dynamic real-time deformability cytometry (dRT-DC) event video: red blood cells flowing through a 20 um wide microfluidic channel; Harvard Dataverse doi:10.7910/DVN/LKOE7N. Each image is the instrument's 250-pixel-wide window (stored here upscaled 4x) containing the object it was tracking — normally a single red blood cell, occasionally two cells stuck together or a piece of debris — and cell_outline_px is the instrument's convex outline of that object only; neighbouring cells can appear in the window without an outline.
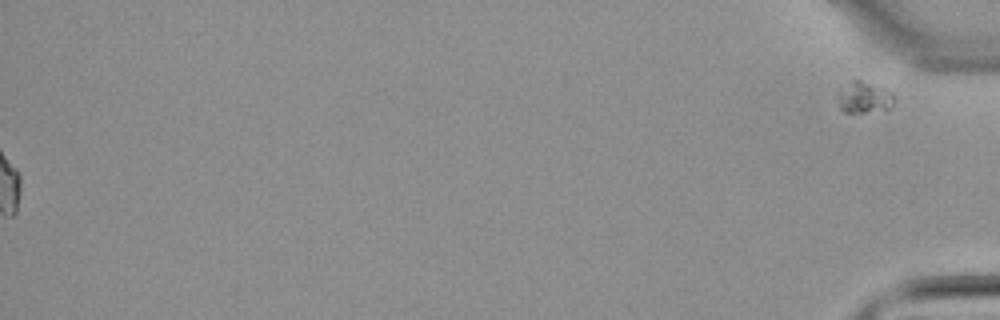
{"species": "common noctule bat (a hibernating species)", "species_latin": "Nyctalus noctula", "temperature_condition": "warm", "stored_images_in_passage": 41, "segment_of_instrument_passage": [2, 2], "camera_frame_rate_fps": 3000, "um_per_image_px": 0.085, "animal": {"sex": "male", "body_mass_g": 21.5, "forearm_length_mm": 52.0}, "frame": {"image": 1, "passage_image": 41, "time_ms": 13.333, "image_size_px": [1000, 320], "cell_outline_px": [[892, 108], [864, 112], [844, 112], [840, 108], [836, 96], [852, 80], [860, 80], [884, 88], [892, 92]], "centroid_in_image_um": [73.44, 8.29], "position_along_channel_um": 361.8, "area_um2": 10.0}}